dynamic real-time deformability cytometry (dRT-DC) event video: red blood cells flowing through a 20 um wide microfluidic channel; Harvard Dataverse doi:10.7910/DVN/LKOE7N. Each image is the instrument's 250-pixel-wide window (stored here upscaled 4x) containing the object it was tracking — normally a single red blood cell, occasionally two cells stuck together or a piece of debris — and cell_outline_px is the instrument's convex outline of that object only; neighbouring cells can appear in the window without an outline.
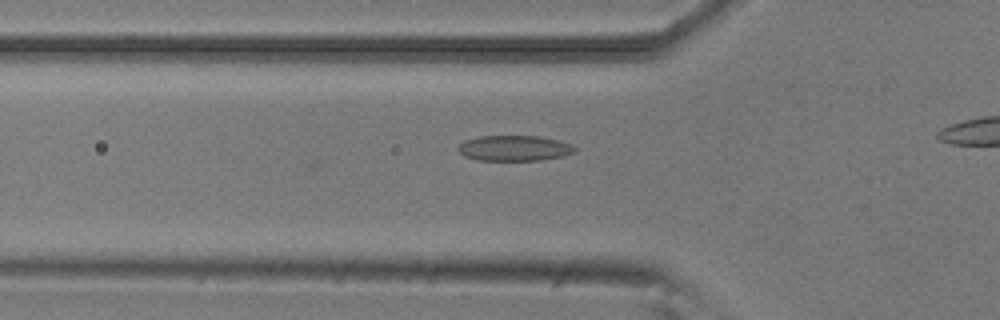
{"species": "common noctule bat (a hibernating species)", "species_latin": "Nyctalus noctula", "temperature_condition": "room temperature", "stored_images_in_passage": 21, "camera_frame_rate_fps": 3000, "um_per_image_px": 0.085, "animal": {"sex": "male", "body_mass_g": 20.5, "forearm_length_mm": 52.5}, "frame": {"image": 1, "passage_image": 3, "time_ms": 0.667, "image_size_px": [1000, 320], "cell_outline_px": [[576, 152], [560, 156], [540, 160], [476, 160], [464, 156], [456, 148], [464, 140], [480, 136], [540, 136], [560, 140], [572, 144], [576, 148]], "centroid_in_image_um": [43.71, 12.59], "position_along_channel_um": 82.1, "area_um2": 17.4}}
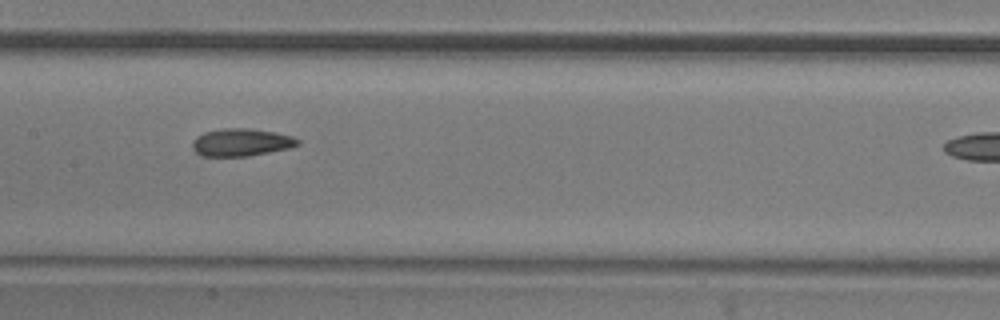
{"frame": {"image": 2, "passage_image": 11, "time_ms": 3.333, "image_size_px": [1000, 320], "cell_outline_px": [[300, 144], [288, 148], [248, 156], [200, 156], [192, 148], [192, 140], [196, 136], [204, 132], [224, 128], [252, 128], [276, 132], [292, 136], [300, 140]], "centroid_in_image_um": [20.48, 12.09], "position_along_channel_um": 186.9, "area_um2": 17.05}}
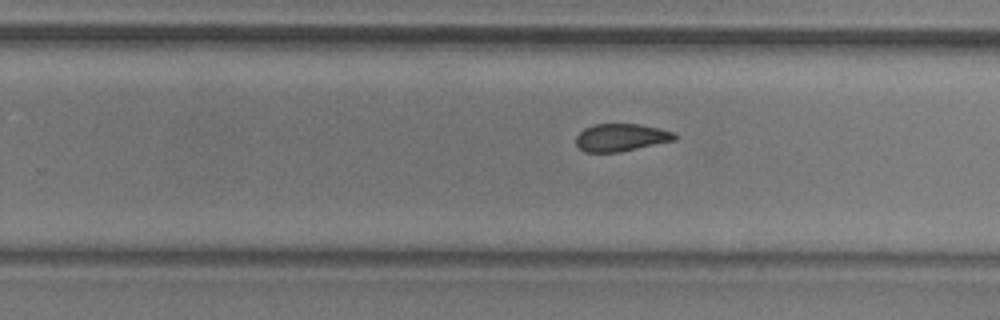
{"frame": {"image": 3, "passage_image": 18, "time_ms": 5.667, "image_size_px": [1000, 320], "cell_outline_px": [[676, 140], [620, 152], [584, 152], [576, 144], [576, 136], [584, 128], [592, 124], [640, 124], [660, 128], [672, 132], [676, 136]], "centroid_in_image_um": [52.77, 11.68], "position_along_channel_um": 277.0, "area_um2": 15.9}}